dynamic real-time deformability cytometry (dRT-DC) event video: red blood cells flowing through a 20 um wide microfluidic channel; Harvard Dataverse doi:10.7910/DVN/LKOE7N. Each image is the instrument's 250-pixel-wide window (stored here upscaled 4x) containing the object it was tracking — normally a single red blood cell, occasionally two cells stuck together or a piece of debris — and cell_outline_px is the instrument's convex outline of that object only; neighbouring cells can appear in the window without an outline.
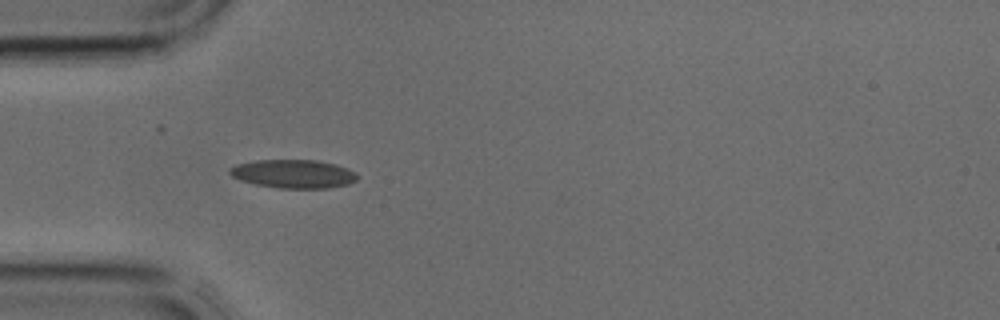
{"species": "common noctule bat (a hibernating species)", "species_latin": "Nyctalus noctula", "temperature_condition": "cold", "stored_images_in_passage": 2, "camera_frame_rate_fps": 3000, "um_per_image_px": 0.085, "animal": {"sex": "male", "body_mass_g": 17.9, "forearm_length_mm": 54.2}, "frame": {"image": 1, "passage_image": 1, "time_ms": 0.0, "image_size_px": [1000, 320], "cell_outline_px": [[360, 176], [356, 180], [348, 184], [328, 188], [276, 188], [256, 184], [240, 180], [232, 176], [228, 172], [228, 168], [236, 164], [256, 160], [316, 160], [336, 164], [348, 168], [356, 172]], "centroid_in_image_um": [24.95, 14.77], "position_along_channel_um": 60.0, "area_um2": 21.39}}